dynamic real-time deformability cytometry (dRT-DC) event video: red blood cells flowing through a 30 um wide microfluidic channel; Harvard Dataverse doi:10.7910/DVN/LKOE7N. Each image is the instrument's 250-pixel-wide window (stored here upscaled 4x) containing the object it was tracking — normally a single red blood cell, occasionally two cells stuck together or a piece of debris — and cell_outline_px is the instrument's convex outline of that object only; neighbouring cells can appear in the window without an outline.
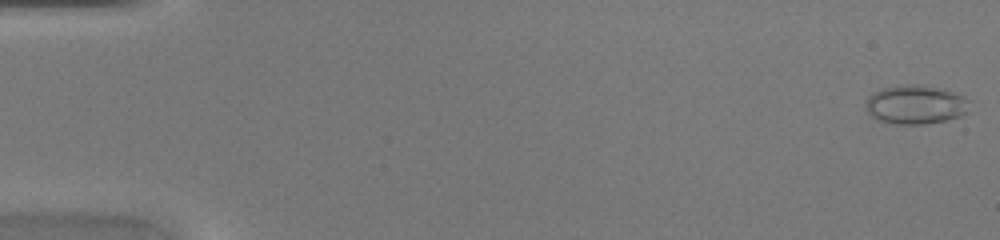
{"species": "common noctule bat (a hibernating species)", "species_latin": "Nyctalus noctula", "temperature_condition": "warm", "stored_images_in_passage": 47, "camera_frame_rate_fps": 3000, "um_per_image_px": 0.085, "animal": {"sex": "female", "body_mass_g": 20.0, "forearm_length_mm": 54.0}, "frame": {"image": 1, "passage_image": 1, "time_ms": 0.0, "image_size_px": [1000, 240], "cell_outline_px": [[968, 112], [960, 116], [944, 120], [924, 124], [892, 124], [880, 120], [872, 116], [864, 108], [864, 104], [868, 96], [872, 92], [884, 88], [908, 84], [916, 84], [936, 88], [952, 92], [964, 96], [968, 100]], "centroid_in_image_um": [77.78, 8.9], "position_along_channel_um": 7.2, "area_um2": 23.41}}
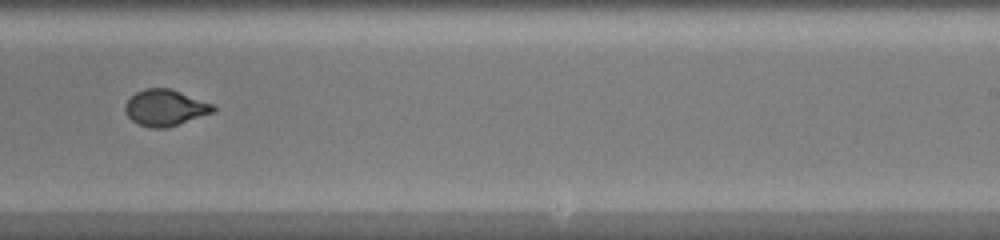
{"frame": {"image": 2, "passage_image": 30, "time_ms": 9.667, "image_size_px": [1000, 240], "cell_outline_px": [[216, 112], [168, 128], [152, 128], [140, 124], [132, 120], [128, 116], [124, 108], [124, 104], [136, 92], [144, 88], [172, 88], [212, 104], [216, 108]], "centroid_in_image_um": [14.07, 9.16], "position_along_channel_um": 274.9, "area_um2": 18.73}}
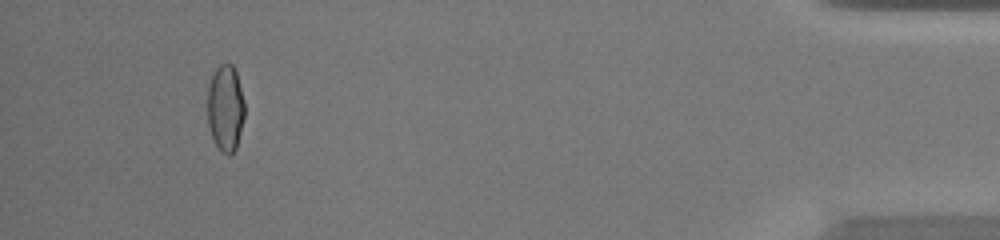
{"frame": {"image": 3, "passage_image": 44, "time_ms": 14.333, "image_size_px": [1000, 240], "cell_outline_px": [[244, 116], [236, 148], [228, 156], [216, 144], [212, 136], [208, 124], [208, 88], [212, 76], [216, 68], [220, 64], [232, 64], [236, 72], [244, 100]], "centroid_in_image_um": [19.17, 9.17], "position_along_channel_um": 416.0, "area_um2": 18.38}}